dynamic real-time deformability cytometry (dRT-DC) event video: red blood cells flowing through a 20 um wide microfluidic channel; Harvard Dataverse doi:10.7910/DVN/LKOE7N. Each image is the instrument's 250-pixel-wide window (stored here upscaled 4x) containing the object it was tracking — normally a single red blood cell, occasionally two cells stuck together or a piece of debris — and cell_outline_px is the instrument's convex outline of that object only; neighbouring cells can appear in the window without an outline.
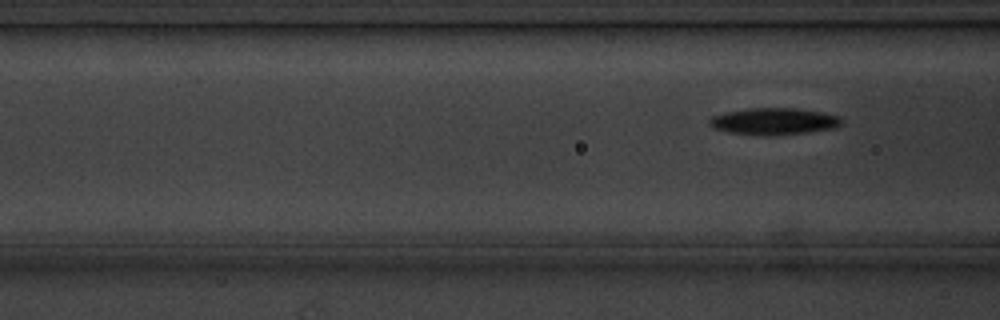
{"species": "common noctule bat (a hibernating species)", "species_latin": "Nyctalus noctula", "temperature_condition": "cold", "stored_images_in_passage": 7, "camera_frame_rate_fps": 3000, "um_per_image_px": 0.085, "animal": {"sex": "male", "body_mass_g": 20.1, "forearm_length_mm": 53.5}, "frame": {"image": 1, "passage_image": 7, "time_ms": 7.667, "image_size_px": [1000, 320], "cell_outline_px": [[844, 120], [840, 124], [832, 128], [804, 132], [768, 136], [756, 136], [728, 132], [712, 128], [708, 124], [708, 120], [712, 116], [724, 112], [748, 108], [796, 108], [820, 112], [840, 116]], "centroid_in_image_um": [65.7, 10.31], "position_along_channel_um": 100.9, "area_um2": 20.75}}